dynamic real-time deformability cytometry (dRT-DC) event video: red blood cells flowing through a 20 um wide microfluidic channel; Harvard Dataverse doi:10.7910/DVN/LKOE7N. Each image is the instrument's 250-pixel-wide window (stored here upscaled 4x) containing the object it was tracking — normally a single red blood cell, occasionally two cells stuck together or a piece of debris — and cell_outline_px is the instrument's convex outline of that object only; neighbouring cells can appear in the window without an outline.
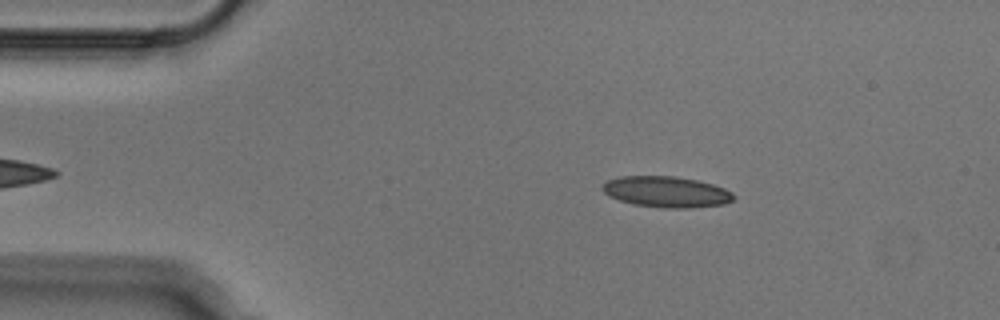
{"species": "Egyptian fruit bat (a non-hibernating species)", "species_latin": "Rousettus aegyptiacus", "temperature_condition": "cold", "stored_images_in_passage": 47, "camera_frame_rate_fps": 3000, "um_per_image_px": 0.085, "animal": {"sex": "male"}, "frame": {"image": 1, "passage_image": 4, "time_ms": 1.0, "image_size_px": [1000, 320], "cell_outline_px": [[736, 196], [732, 200], [724, 204], [692, 208], [664, 208], [632, 204], [608, 196], [600, 188], [608, 180], [620, 176], [676, 176], [696, 180], [712, 184], [724, 188], [732, 192]], "centroid_in_image_um": [56.64, 16.31], "position_along_channel_um": 28.4, "area_um2": 23.76}}
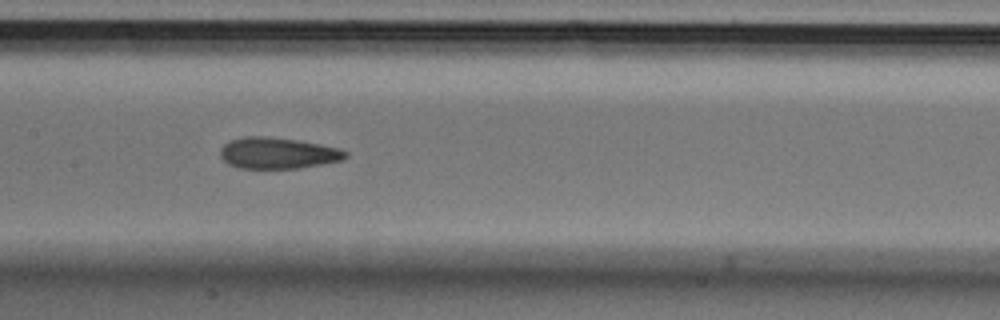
{"frame": {"image": 2, "passage_image": 20, "time_ms": 6.333, "image_size_px": [1000, 320], "cell_outline_px": [[348, 156], [344, 160], [324, 164], [300, 168], [240, 168], [228, 164], [220, 156], [220, 148], [228, 140], [244, 136], [268, 136], [296, 140], [320, 144], [340, 148], [348, 152]], "centroid_in_image_um": [23.62, 13.01], "position_along_channel_um": 183.8, "area_um2": 23.06}}
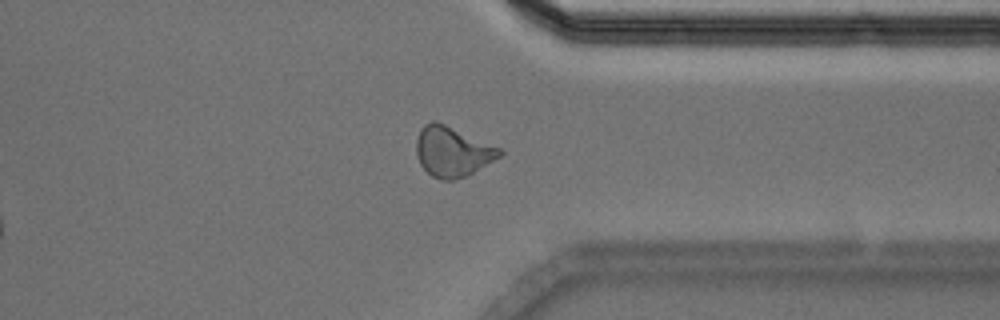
{"frame": {"image": 3, "passage_image": 35, "time_ms": 11.333, "image_size_px": [1000, 320], "cell_outline_px": [[504, 152], [500, 156], [472, 172], [456, 180], [444, 180], [432, 176], [420, 164], [416, 156], [416, 140], [420, 128], [424, 124], [432, 120], [436, 120], [500, 148]], "centroid_in_image_um": [38.4, 12.86], "position_along_channel_um": 373.0, "area_um2": 24.04}}